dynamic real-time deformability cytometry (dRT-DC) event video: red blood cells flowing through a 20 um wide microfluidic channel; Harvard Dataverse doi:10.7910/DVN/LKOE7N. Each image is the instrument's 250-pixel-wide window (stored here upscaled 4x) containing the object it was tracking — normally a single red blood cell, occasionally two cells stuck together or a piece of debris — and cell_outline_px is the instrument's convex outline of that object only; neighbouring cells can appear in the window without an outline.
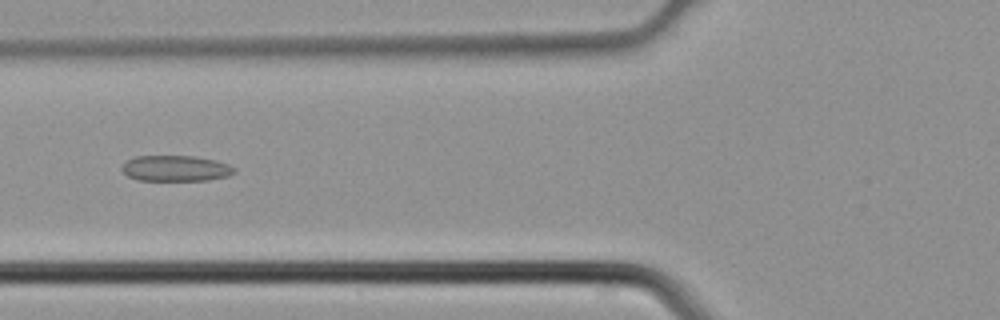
{"species": "common noctule bat (a hibernating species)", "species_latin": "Nyctalus noctula", "temperature_condition": "cold", "stored_images_in_passage": 4, "camera_frame_rate_fps": 3000, "um_per_image_px": 0.085, "animal": {"sex": "male", "body_mass_g": 21.5, "forearm_length_mm": 52.0}, "frame": {"image": 1, "passage_image": 4, "time_ms": 1.0, "image_size_px": [1000, 320], "cell_outline_px": [[236, 172], [228, 176], [208, 180], [136, 180], [128, 176], [120, 168], [128, 160], [136, 156], [196, 156], [216, 160], [228, 164], [236, 168]], "centroid_in_image_um": [14.96, 14.31], "position_along_channel_um": 110.8, "area_um2": 16.94}}